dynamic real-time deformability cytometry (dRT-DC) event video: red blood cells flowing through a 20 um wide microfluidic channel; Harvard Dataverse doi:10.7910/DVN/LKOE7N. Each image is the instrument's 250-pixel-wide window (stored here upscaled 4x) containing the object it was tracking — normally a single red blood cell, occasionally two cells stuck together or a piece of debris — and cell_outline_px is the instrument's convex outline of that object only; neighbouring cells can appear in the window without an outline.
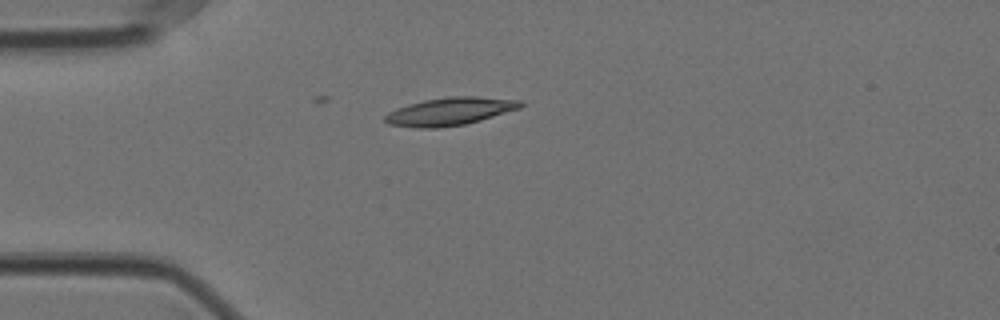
{"species": "Egyptian fruit bat (a non-hibernating species)", "species_latin": "Rousettus aegyptiacus", "temperature_condition": "cold", "stored_images_in_passage": 4, "camera_frame_rate_fps": 3000, "um_per_image_px": 0.085, "animal": {"sex": "female"}, "frame": {"image": 1, "passage_image": 1, "time_ms": 0.0, "image_size_px": [1000, 320], "cell_outline_px": [[524, 104], [520, 108], [480, 120], [464, 124], [436, 128], [416, 128], [388, 124], [384, 120], [384, 116], [388, 112], [396, 108], [408, 104], [424, 100], [448, 96], [476, 96], [524, 100]], "centroid_in_image_um": [38.24, 9.46], "position_along_channel_um": 46.8, "area_um2": 22.08}}